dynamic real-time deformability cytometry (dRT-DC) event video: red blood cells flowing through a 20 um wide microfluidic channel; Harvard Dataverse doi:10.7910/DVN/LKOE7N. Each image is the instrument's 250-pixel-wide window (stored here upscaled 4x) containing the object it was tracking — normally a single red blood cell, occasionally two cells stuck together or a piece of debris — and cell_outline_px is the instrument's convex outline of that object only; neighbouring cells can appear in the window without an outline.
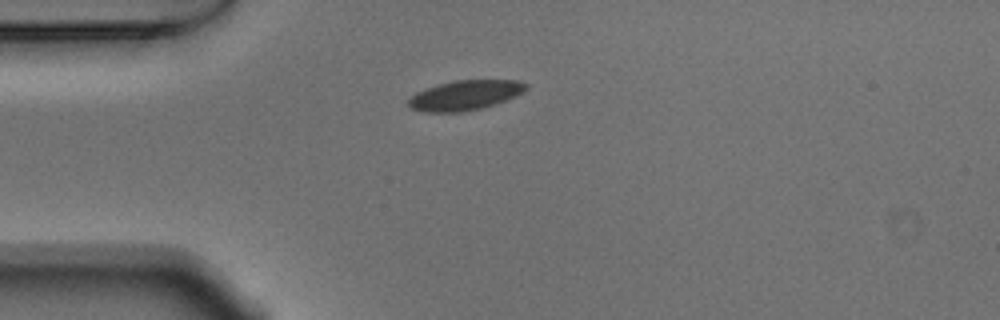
{"species": "Egyptian fruit bat (a non-hibernating species)", "species_latin": "Rousettus aegyptiacus", "temperature_condition": "warm", "stored_images_in_passage": 41, "camera_frame_rate_fps": 3000, "um_per_image_px": 0.085, "animal": {"sex": "male"}, "frame": {"image": 1, "passage_image": 1, "time_ms": 0.0, "image_size_px": [1000, 320], "cell_outline_px": [[528, 88], [516, 96], [496, 104], [464, 112], [424, 112], [412, 108], [408, 104], [408, 100], [416, 92], [440, 84], [456, 80], [520, 80], [528, 84]], "centroid_in_image_um": [39.57, 8.09], "position_along_channel_um": 45.4, "area_um2": 20.35}}
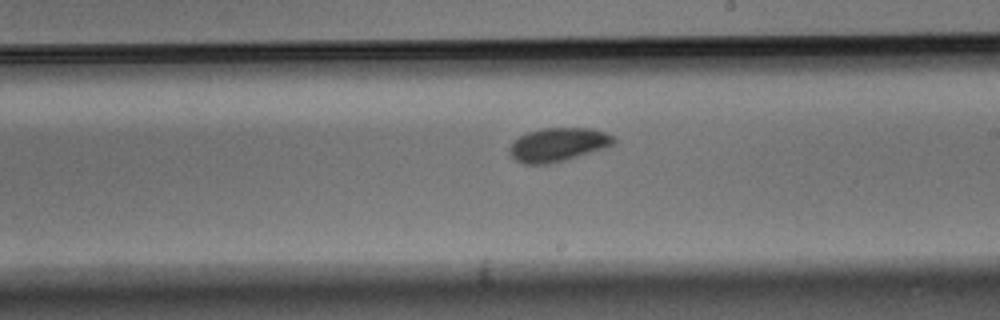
{"frame": {"image": 2, "passage_image": 18, "time_ms": 5.667, "image_size_px": [1000, 320], "cell_outline_px": [[616, 144], [612, 148], [552, 164], [524, 164], [516, 160], [508, 152], [508, 148], [520, 136], [528, 132], [544, 128], [592, 128], [616, 136]], "centroid_in_image_um": [47.55, 12.31], "position_along_channel_um": 241.5, "area_um2": 21.04}}
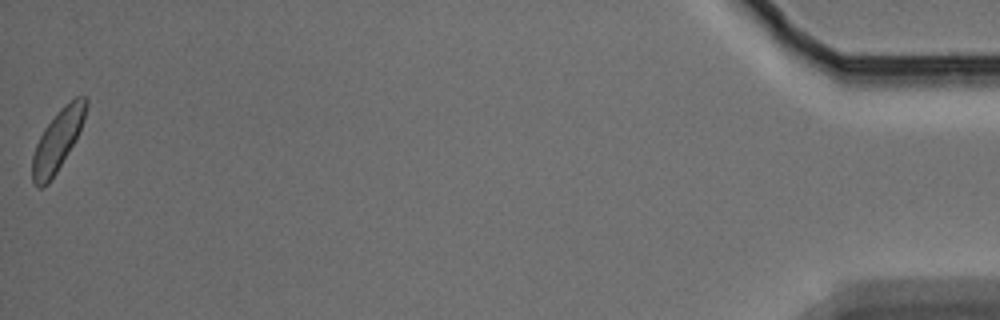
{"frame": {"image": 3, "passage_image": 41, "time_ms": 13.333, "image_size_px": [1000, 320], "cell_outline_px": [[88, 104], [84, 120], [68, 152], [56, 172], [48, 184], [40, 188], [36, 188], [32, 180], [32, 156], [36, 144], [44, 128], [60, 108], [64, 104], [76, 96], [84, 96], [88, 100]], "centroid_in_image_um": [4.88, 11.92], "position_along_channel_um": 430.3, "area_um2": 18.84}, "authors_computed_cell_mechanics": {"area_um2": 19.5942, "velocity_mm_per_s": 3.7351, "shape_relaxation_time_tau1_ms": 7.9644, "shape_relaxation_time_tau2_ms": null, "deformation_change_tau1": 0.1843, "deformation_change_tau2": null}}